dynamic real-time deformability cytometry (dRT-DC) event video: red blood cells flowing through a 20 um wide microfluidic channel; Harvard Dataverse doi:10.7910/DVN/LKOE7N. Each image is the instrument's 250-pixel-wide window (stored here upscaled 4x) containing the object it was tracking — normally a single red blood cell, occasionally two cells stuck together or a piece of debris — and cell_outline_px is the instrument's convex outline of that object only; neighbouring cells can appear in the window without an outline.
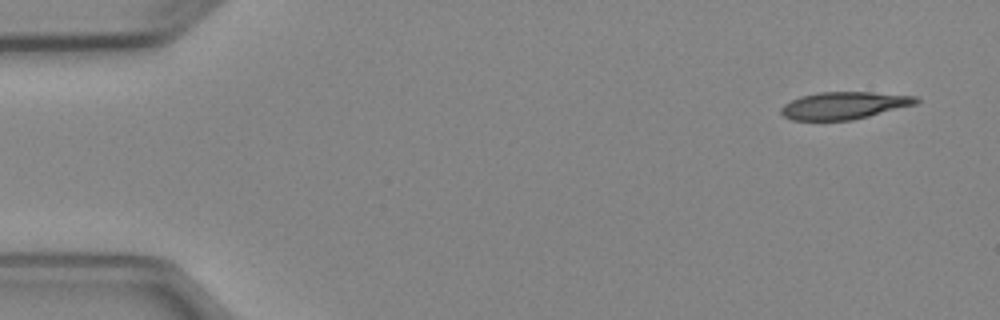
{"species": "Egyptian fruit bat (a non-hibernating species)", "species_latin": "Rousettus aegyptiacus", "temperature_condition": "cold", "stored_images_in_passage": 5, "camera_frame_rate_fps": 3000, "um_per_image_px": 0.085, "animal": {"sex": "female"}, "frame": {"image": 1, "passage_image": 1, "time_ms": 0.0, "image_size_px": [1000, 320], "cell_outline_px": [[920, 100], [916, 104], [852, 120], [792, 120], [784, 116], [780, 112], [780, 108], [784, 104], [800, 96], [820, 92], [872, 92], [916, 96]], "centroid_in_image_um": [71.73, 8.96], "position_along_channel_um": 13.3, "area_um2": 21.39}}
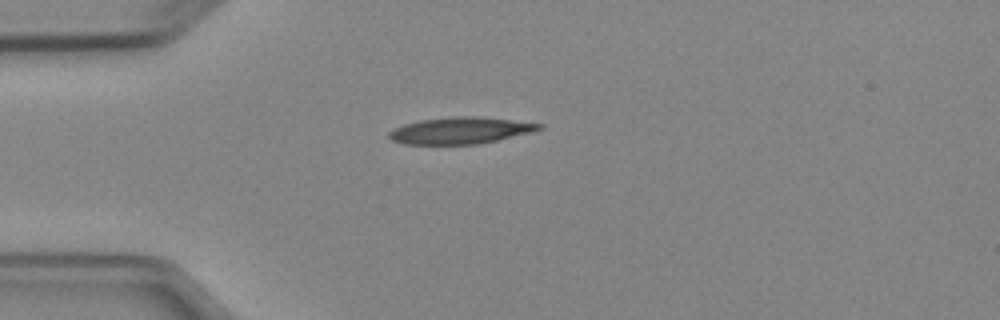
{"frame": {"image": 2, "passage_image": 4, "time_ms": 3.333, "image_size_px": [1000, 320], "cell_outline_px": [[544, 128], [496, 140], [476, 144], [404, 144], [392, 140], [388, 136], [388, 132], [404, 124], [420, 120], [456, 116], [484, 116], [544, 124]], "centroid_in_image_um": [39.13, 11.08], "position_along_channel_um": 45.9, "area_um2": 23.12}}